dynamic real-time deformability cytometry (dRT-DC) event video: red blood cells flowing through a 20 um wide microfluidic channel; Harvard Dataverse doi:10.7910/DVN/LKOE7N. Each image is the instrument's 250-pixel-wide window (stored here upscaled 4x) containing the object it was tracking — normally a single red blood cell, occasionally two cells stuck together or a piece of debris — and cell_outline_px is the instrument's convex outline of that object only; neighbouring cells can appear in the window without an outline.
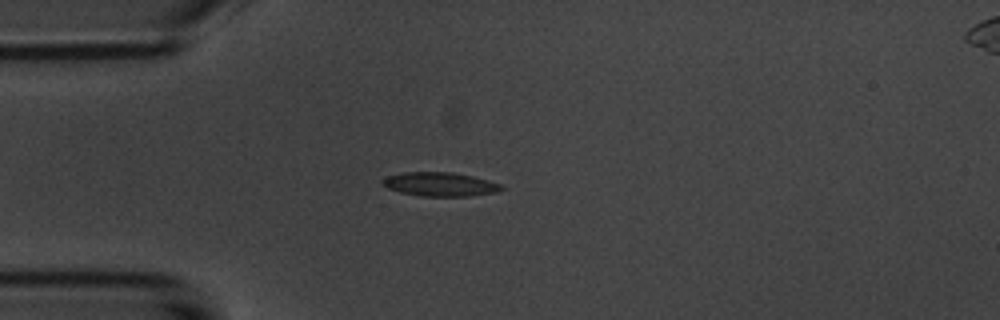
{"species": "common noctule bat (a hibernating species)", "species_latin": "Nyctalus noctula", "temperature_condition": "room temperature", "stored_images_in_passage": 1, "camera_frame_rate_fps": 3000, "um_per_image_px": 0.085, "animal": {"sex": "male", "body_mass_g": 20.1, "forearm_length_mm": 53.5}, "frame": {"image": 1, "passage_image": 1, "time_ms": 0.0, "image_size_px": [1000, 320], "cell_outline_px": [[504, 188], [496, 192], [468, 196], [420, 196], [400, 192], [388, 188], [380, 184], [380, 180], [388, 176], [404, 172], [452, 172], [472, 176], [488, 180], [500, 184]], "centroid_in_image_um": [37.36, 15.66], "position_along_channel_um": 47.6, "area_um2": 16.53}}